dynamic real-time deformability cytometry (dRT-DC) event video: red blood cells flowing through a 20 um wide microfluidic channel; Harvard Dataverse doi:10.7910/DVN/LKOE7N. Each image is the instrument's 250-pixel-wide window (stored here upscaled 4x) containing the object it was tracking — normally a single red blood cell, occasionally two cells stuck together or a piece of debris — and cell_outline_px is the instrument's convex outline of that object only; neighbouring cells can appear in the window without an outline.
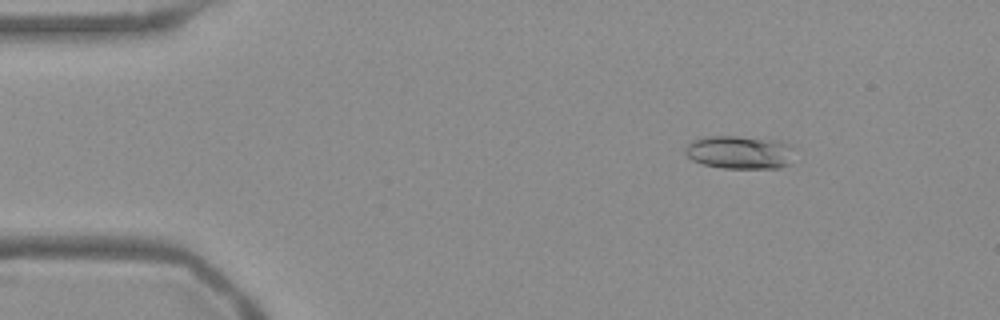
{"species": "Egyptian fruit bat (a non-hibernating species)", "species_latin": "Rousettus aegyptiacus", "temperature_condition": "warm", "stored_images_in_passage": 54, "camera_frame_rate_fps": 3000, "um_per_image_px": 0.085, "frame": {"image": 1, "passage_image": 8, "time_ms": 2.333, "image_size_px": [1000, 320], "cell_outline_px": [[796, 148], [788, 164], [780, 168], [724, 168], [704, 164], [692, 160], [684, 152], [684, 148], [692, 140], [704, 136], [736, 136], [784, 140]], "centroid_in_image_um": [62.91, 12.92], "position_along_channel_um": 22.1, "area_um2": 21.56}}
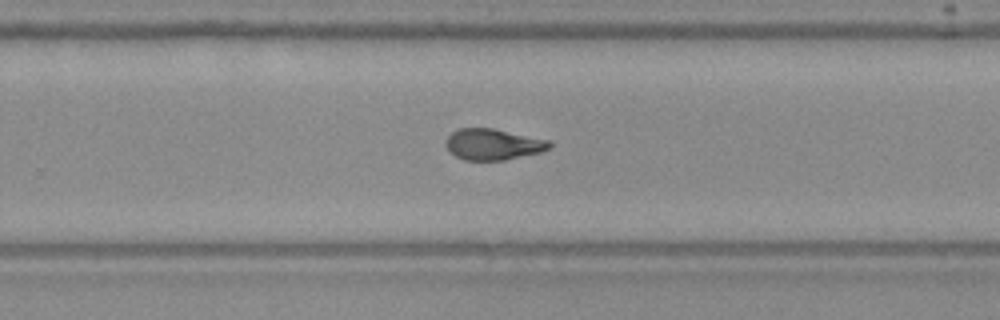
{"frame": {"image": 2, "passage_image": 35, "time_ms": 11.333, "image_size_px": [1000, 320], "cell_outline_px": [[552, 148], [540, 152], [504, 160], [464, 160], [448, 152], [444, 144], [444, 140], [452, 132], [460, 128], [492, 128], [552, 140]], "centroid_in_image_um": [41.91, 12.26], "position_along_channel_um": 287.9, "area_um2": 19.07}}
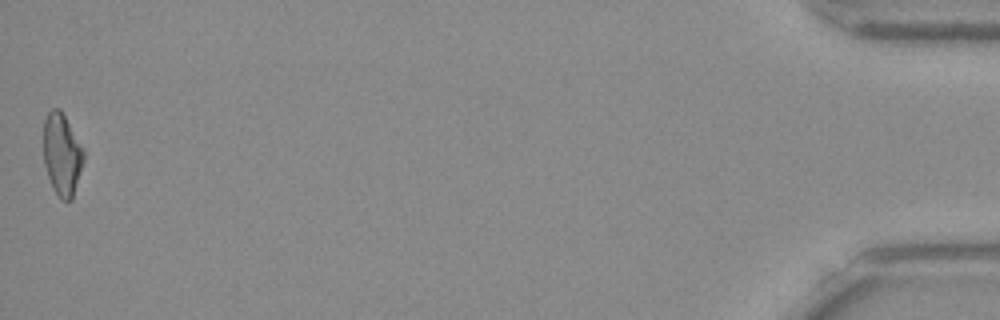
{"frame": {"image": 3, "passage_image": 54, "time_ms": 17.667, "image_size_px": [1000, 320], "cell_outline_px": [[84, 160], [72, 200], [60, 200], [52, 188], [44, 164], [44, 120], [48, 112], [52, 108], [60, 108], [84, 152]], "centroid_in_image_um": [5.25, 13.16], "position_along_channel_um": 429.9, "area_um2": 19.02}, "authors_computed_cell_mechanics": {"area_um2": 19.4786, "velocity_mm_per_s": 3.7995, "shape_relaxation_time_tau1_ms": 9.4942, "shape_relaxation_time_tau2_ms": 2.4965, "deformation_change_tau1": 0.2454, "deformation_change_tau2": 0.0721}}